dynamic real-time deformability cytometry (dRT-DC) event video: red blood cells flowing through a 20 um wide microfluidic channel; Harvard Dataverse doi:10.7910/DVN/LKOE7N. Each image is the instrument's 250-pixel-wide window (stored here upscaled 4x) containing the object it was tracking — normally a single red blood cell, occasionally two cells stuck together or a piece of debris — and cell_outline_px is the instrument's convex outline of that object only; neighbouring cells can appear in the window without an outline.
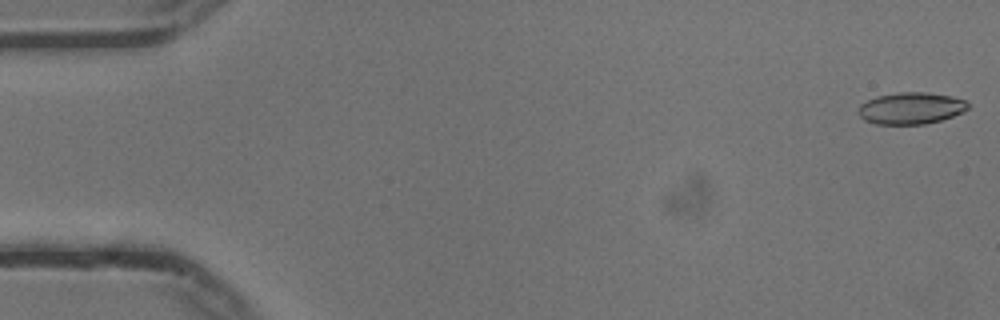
{"species": "common noctule bat (a hibernating species)", "species_latin": "Nyctalus noctula", "temperature_condition": "cold", "stored_images_in_passage": 15, "camera_frame_rate_fps": 3000, "um_per_image_px": 0.085, "animal": {"sex": "male", "body_mass_g": 13.3}, "frame": {"image": 1, "passage_image": 1, "time_ms": 0.0, "image_size_px": [1000, 320], "cell_outline_px": [[968, 108], [964, 112], [940, 120], [924, 124], [876, 124], [864, 120], [860, 116], [860, 104], [876, 96], [900, 92], [924, 92], [952, 96], [964, 100], [968, 104]], "centroid_in_image_um": [77.44, 9.2], "position_along_channel_um": 7.6, "area_um2": 20.11}}
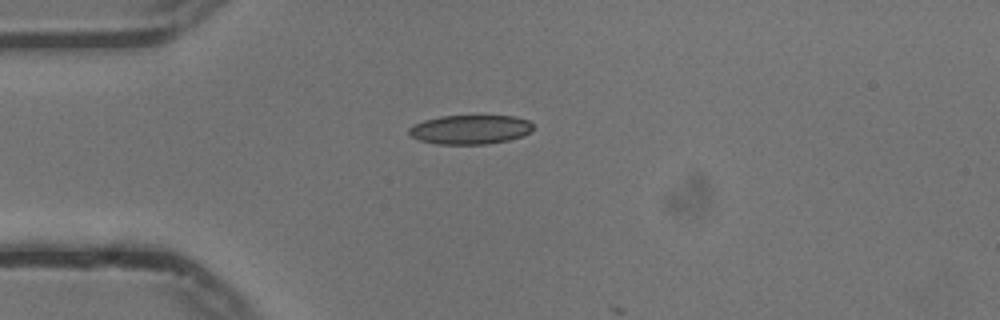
{"frame": {"image": 2, "passage_image": 14, "time_ms": 4.333, "image_size_px": [1000, 320], "cell_outline_px": [[536, 128], [520, 136], [508, 140], [484, 144], [436, 144], [420, 140], [412, 136], [408, 132], [408, 128], [424, 120], [440, 116], [516, 116], [528, 120]], "centroid_in_image_um": [39.97, 11.0], "position_along_channel_um": 45.0, "area_um2": 20.98}}